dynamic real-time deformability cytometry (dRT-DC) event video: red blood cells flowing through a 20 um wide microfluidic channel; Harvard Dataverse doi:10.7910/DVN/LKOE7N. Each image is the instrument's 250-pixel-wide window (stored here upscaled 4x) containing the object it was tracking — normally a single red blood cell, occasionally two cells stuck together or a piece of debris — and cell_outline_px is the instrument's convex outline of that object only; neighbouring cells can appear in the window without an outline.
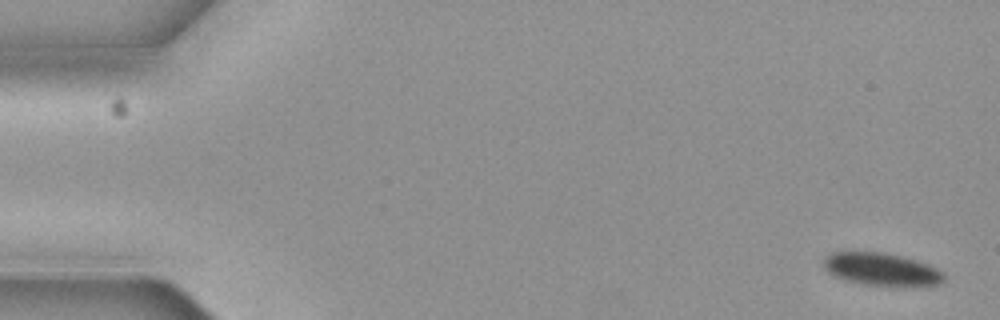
{"species": "common noctule bat (a hibernating species)", "species_latin": "Nyctalus noctula", "temperature_condition": "cold", "stored_images_in_passage": 8, "camera_frame_rate_fps": 3000, "um_per_image_px": 0.085, "animal": {"sex": "female", "body_mass_g": 19.3, "forearm_length_mm": 54.1}, "frame": {"image": 1, "passage_image": 1, "time_ms": 0.0, "image_size_px": [1000, 320], "cell_outline_px": [[944, 280], [940, 284], [864, 284], [844, 280], [828, 272], [824, 268], [824, 256], [832, 252], [880, 252], [900, 256], [916, 260], [928, 264], [936, 268], [944, 276]], "centroid_in_image_um": [74.85, 22.85], "position_along_channel_um": 10.1, "area_um2": 22.14}}
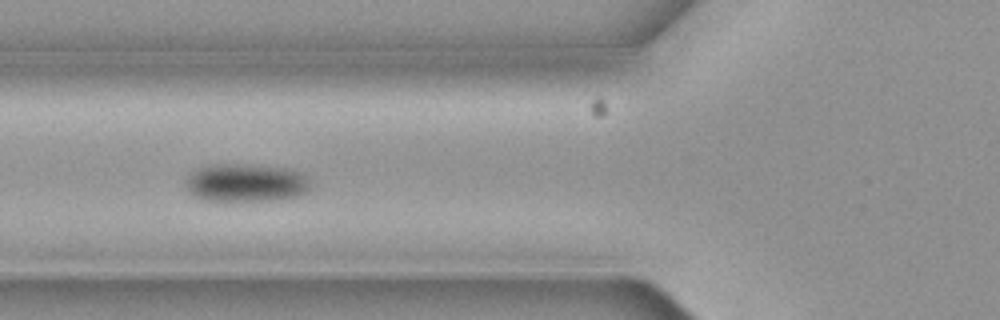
{"frame": {"image": 2, "passage_image": 7, "time_ms": 2.0, "image_size_px": [1000, 320], "cell_outline_px": [[308, 188], [304, 192], [296, 196], [276, 200], [224, 204], [208, 200], [196, 196], [188, 192], [184, 184], [184, 180], [188, 172], [196, 168], [208, 164], [244, 164], [284, 168], [300, 172], [308, 180]], "centroid_in_image_um": [20.76, 15.57], "position_along_channel_um": 105.0, "area_um2": 28.61}}
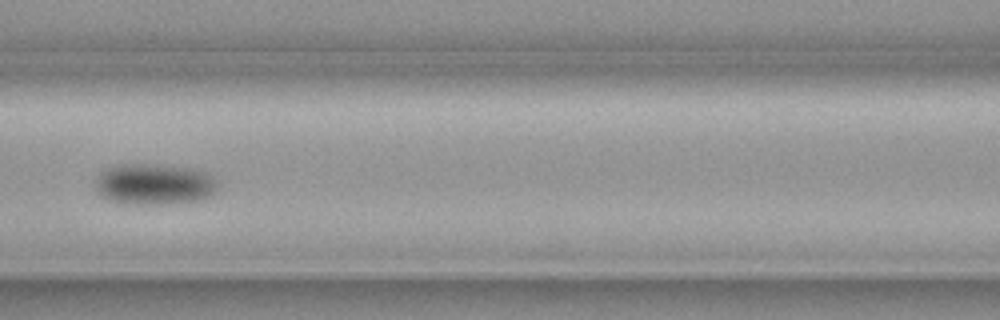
{"frame": {"image": 3, "passage_image": 8, "time_ms": 2.333, "image_size_px": [1000, 320], "cell_outline_px": [[216, 188], [212, 196], [200, 200], [164, 204], [124, 204], [108, 200], [100, 196], [96, 188], [96, 184], [100, 172], [108, 168], [124, 164], [144, 164], [192, 168], [208, 172], [216, 180]], "centroid_in_image_um": [13.12, 15.67], "position_along_channel_um": 153.5, "area_um2": 29.3}}